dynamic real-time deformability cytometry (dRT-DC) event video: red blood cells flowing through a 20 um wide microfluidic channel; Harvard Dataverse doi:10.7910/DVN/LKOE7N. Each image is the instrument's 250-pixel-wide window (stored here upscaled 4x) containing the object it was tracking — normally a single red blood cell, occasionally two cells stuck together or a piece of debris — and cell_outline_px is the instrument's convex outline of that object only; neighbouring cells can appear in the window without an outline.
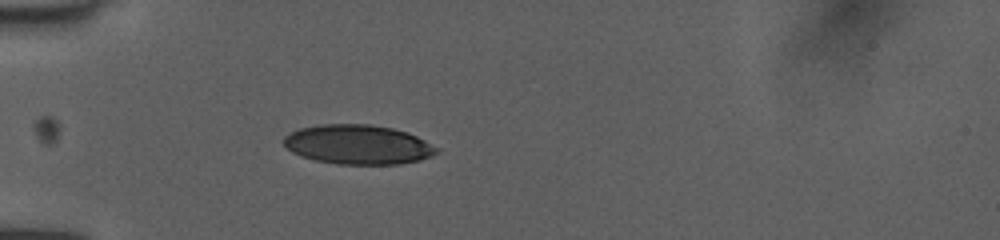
{"species": "human", "species_latin": "Homo sapiens", "temperature_condition": "room temperature", "stored_images_in_passage": 44, "camera_frame_rate_fps": 3000, "um_per_image_px": 0.085, "donor": {"sex": "female"}, "frame": {"image": 1, "passage_image": 9, "time_ms": 2.667, "image_size_px": [1000, 240], "cell_outline_px": [[440, 152], [420, 160], [400, 164], [336, 164], [316, 160], [300, 156], [292, 152], [284, 144], [284, 136], [300, 128], [320, 124], [368, 124], [392, 128], [408, 132], [440, 148]], "centroid_in_image_um": [30.45, 12.29], "position_along_channel_um": 54.5, "area_um2": 35.2}}
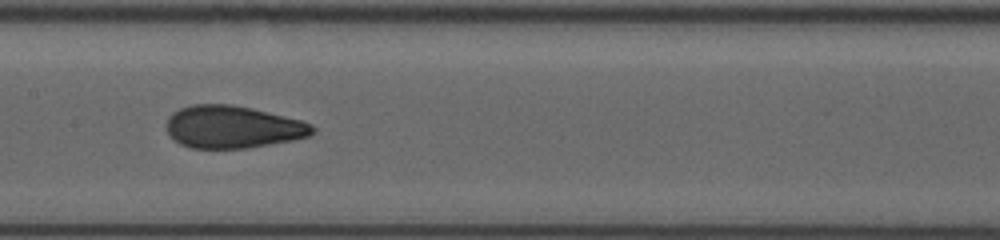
{"frame": {"image": 2, "passage_image": 20, "time_ms": 6.333, "image_size_px": [1000, 240], "cell_outline_px": [[316, 132], [308, 136], [292, 140], [248, 148], [192, 148], [180, 144], [168, 132], [168, 116], [172, 112], [180, 108], [192, 104], [232, 104], [252, 108], [300, 120], [312, 124], [316, 128]], "centroid_in_image_um": [19.8, 10.78], "position_along_channel_um": 187.6, "area_um2": 36.01}}
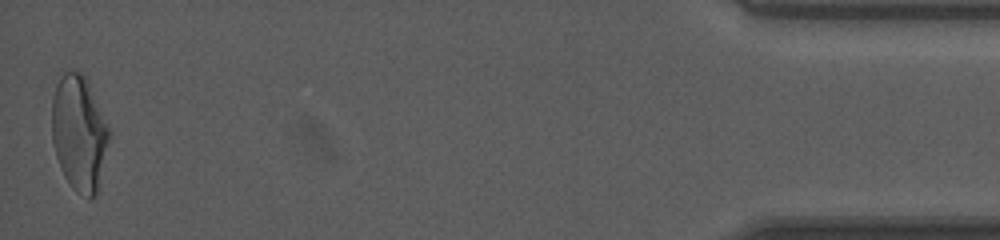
{"frame": {"image": 3, "passage_image": 44, "time_ms": 14.333, "image_size_px": [1000, 240], "cell_outline_px": [[112, 136], [100, 188], [88, 200], [76, 192], [72, 188], [64, 176], [60, 168], [56, 156], [52, 140], [52, 96], [56, 84], [64, 72], [80, 72], [88, 80]], "centroid_in_image_um": [6.76, 11.38], "position_along_channel_um": 428.4, "area_um2": 39.25}}